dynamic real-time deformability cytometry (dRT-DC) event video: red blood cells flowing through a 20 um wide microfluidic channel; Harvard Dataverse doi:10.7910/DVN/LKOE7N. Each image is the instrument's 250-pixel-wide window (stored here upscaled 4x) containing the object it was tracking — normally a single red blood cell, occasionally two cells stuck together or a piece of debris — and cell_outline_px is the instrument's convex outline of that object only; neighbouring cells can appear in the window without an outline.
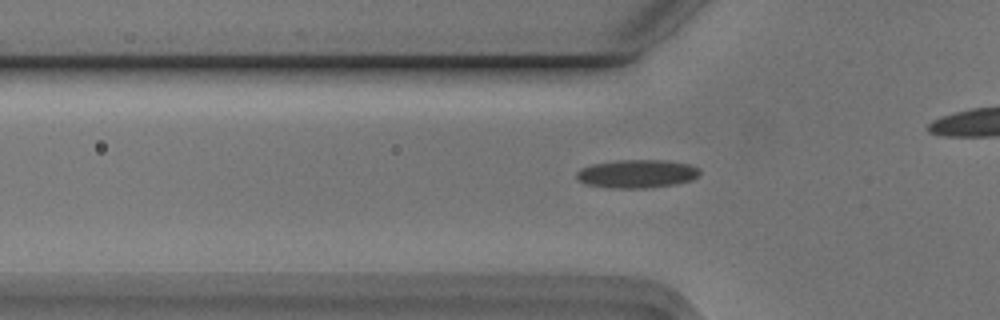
{"species": "Egyptian fruit bat (a non-hibernating species)", "species_latin": "Rousettus aegyptiacus", "temperature_condition": "cold", "stored_images_in_passage": 45, "camera_frame_rate_fps": 3000, "um_per_image_px": 0.085, "animal": {"sex": "male"}, "frame": {"image": 1, "passage_image": 18, "time_ms": 5.667, "image_size_px": [1000, 320], "cell_outline_px": [[700, 172], [692, 180], [676, 184], [648, 188], [608, 188], [584, 184], [576, 180], [576, 172], [580, 168], [592, 164], [620, 160], [664, 160], [688, 164], [700, 168]], "centroid_in_image_um": [54.09, 14.78], "position_along_channel_um": 71.7, "area_um2": 20.52}}
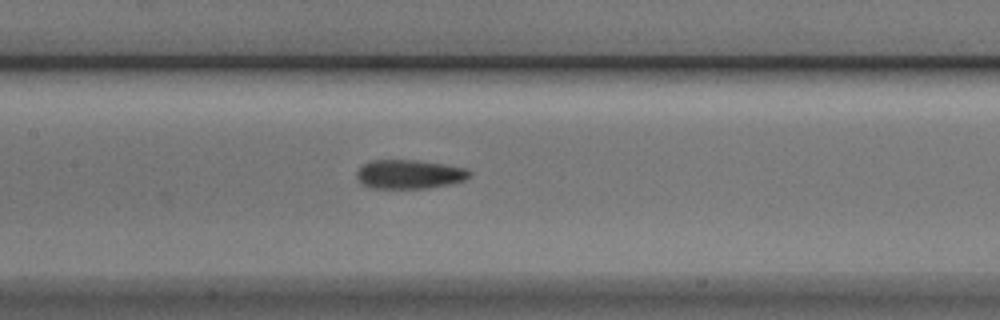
{"frame": {"image": 2, "passage_image": 26, "time_ms": 8.333, "image_size_px": [1000, 320], "cell_outline_px": [[472, 176], [464, 180], [452, 184], [428, 188], [368, 188], [360, 184], [356, 176], [356, 172], [368, 160], [420, 160], [468, 168], [472, 172]], "centroid_in_image_um": [34.81, 14.81], "position_along_channel_um": 172.6, "area_um2": 19.48}}
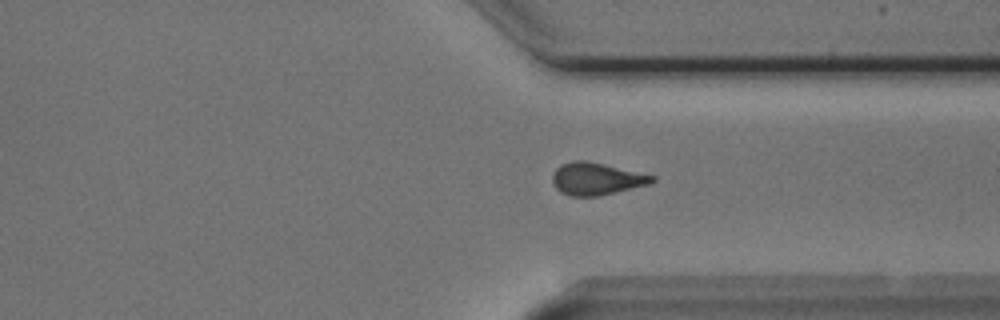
{"frame": {"image": 3, "passage_image": 41, "time_ms": 13.333, "image_size_px": [1000, 320], "cell_outline_px": [[656, 180], [648, 184], [596, 196], [572, 196], [560, 192], [552, 184], [552, 176], [556, 168], [560, 164], [572, 160], [584, 160], [604, 164], [656, 176]], "centroid_in_image_um": [50.64, 15.18], "position_along_channel_um": 360.8, "area_um2": 18.61}}